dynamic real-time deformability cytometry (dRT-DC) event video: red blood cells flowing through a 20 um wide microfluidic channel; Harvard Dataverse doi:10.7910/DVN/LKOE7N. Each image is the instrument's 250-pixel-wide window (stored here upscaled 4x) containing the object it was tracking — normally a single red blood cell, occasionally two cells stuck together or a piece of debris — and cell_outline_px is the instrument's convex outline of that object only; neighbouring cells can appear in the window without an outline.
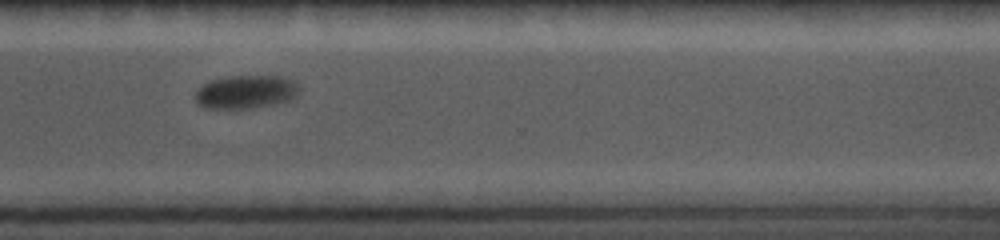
{"species": "common noctule bat (a hibernating species)", "species_latin": "Nyctalus noctula", "temperature_condition": "cold", "stored_images_in_passage": 18, "camera_frame_rate_fps": 5000, "um_per_image_px": 0.085, "animal": {"sex": "female", "body_mass_g": 19.0, "forearm_length_mm": 56.7}, "frame": {"image": 1, "passage_image": 11, "time_ms": 12.0, "image_size_px": [1000, 240], "cell_outline_px": [[300, 92], [292, 100], [276, 104], [252, 108], [204, 108], [196, 104], [196, 92], [204, 84], [212, 80], [232, 76], [280, 76], [292, 80], [300, 88]], "centroid_in_image_um": [20.94, 7.82], "position_along_channel_um": 349.7, "area_um2": 20.23}}
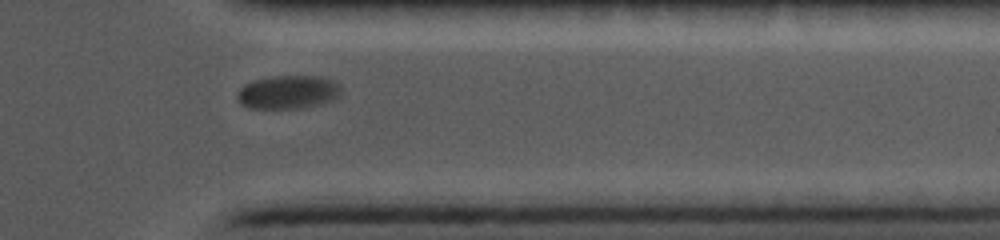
{"frame": {"image": 2, "passage_image": 13, "time_ms": 13.0, "image_size_px": [1000, 240], "cell_outline_px": [[344, 92], [336, 100], [328, 104], [300, 108], [248, 108], [240, 104], [236, 100], [236, 92], [244, 84], [252, 80], [276, 76], [320, 76], [332, 80], [340, 84]], "centroid_in_image_um": [24.54, 7.84], "position_along_channel_um": 386.9, "area_um2": 20.98}}
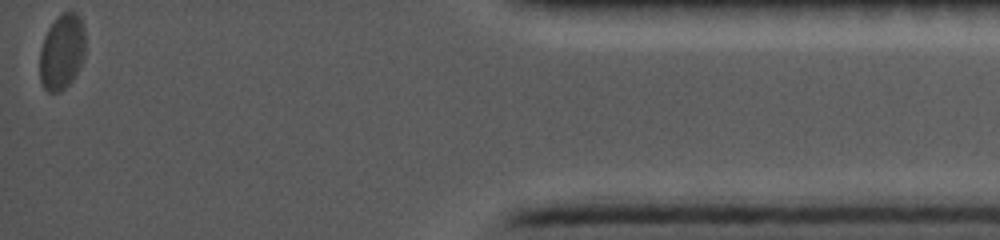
{"frame": {"image": 3, "passage_image": 18, "time_ms": 15.6, "image_size_px": [1000, 240], "cell_outline_px": [[84, 56], [72, 80], [60, 92], [48, 92], [44, 88], [40, 80], [40, 48], [44, 36], [48, 28], [64, 12], [76, 12], [80, 16], [84, 28]], "centroid_in_image_um": [5.25, 4.41], "position_along_channel_um": 430.0, "area_um2": 19.83}, "authors_computed_cell_mechanics": {"area_um2": 20.8369, "velocity_mm_per_s": 3.6222, "shape_relaxation_time_tau1_ms": null, "shape_relaxation_time_tau2_ms": 1.2034, "deformation_change_tau1": null, "deformation_change_tau2": null}}